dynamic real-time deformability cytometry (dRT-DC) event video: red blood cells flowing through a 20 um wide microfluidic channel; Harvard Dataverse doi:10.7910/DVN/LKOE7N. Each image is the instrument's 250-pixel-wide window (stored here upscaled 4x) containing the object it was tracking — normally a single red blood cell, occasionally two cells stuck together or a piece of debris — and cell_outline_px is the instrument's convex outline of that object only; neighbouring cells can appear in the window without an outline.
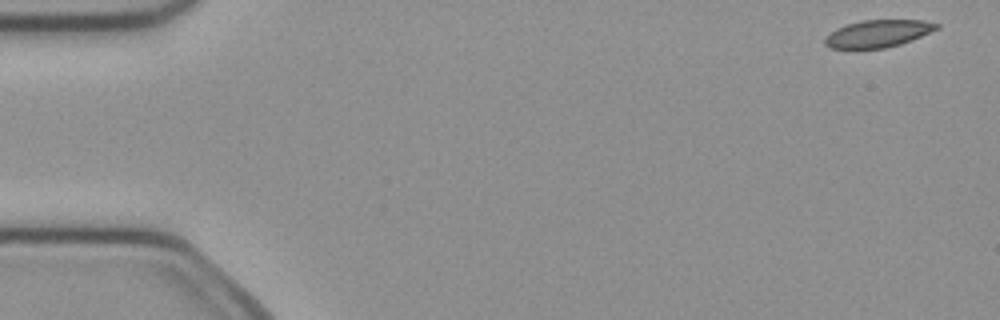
{"species": "common noctule bat (a hibernating species)", "species_latin": "Nyctalus noctula", "temperature_condition": "cold", "stored_images_in_passage": 50, "camera_frame_rate_fps": 3000, "um_per_image_px": 0.085, "animal": {"sex": "female", "body_mass_g": 21.9}, "frame": {"image": 1, "passage_image": 1, "time_ms": 0.0, "image_size_px": [1000, 320], "cell_outline_px": [[940, 28], [912, 40], [900, 44], [884, 48], [856, 52], [828, 48], [824, 44], [824, 40], [836, 28], [860, 20], [924, 20], [940, 24]], "centroid_in_image_um": [74.58, 2.9], "position_along_channel_um": 10.4, "area_um2": 18.5}}
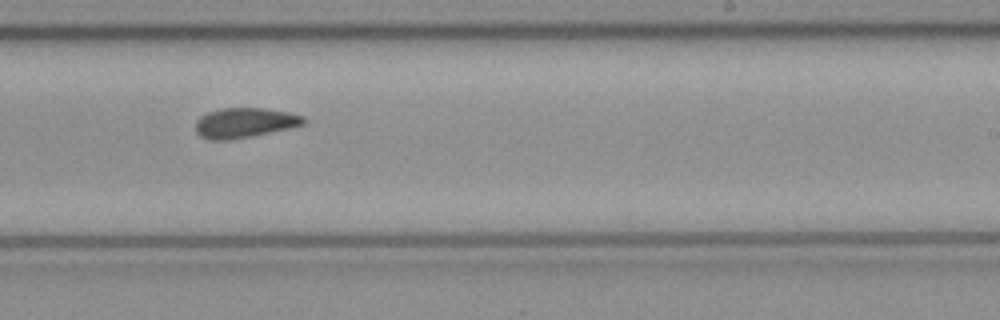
{"frame": {"image": 2, "passage_image": 30, "time_ms": 9.667, "image_size_px": [1000, 320], "cell_outline_px": [[308, 120], [304, 124], [292, 128], [232, 140], [208, 140], [200, 136], [196, 132], [196, 120], [200, 116], [208, 112], [220, 108], [264, 108], [288, 112], [304, 116]], "centroid_in_image_um": [20.81, 10.44], "position_along_channel_um": 268.2, "area_um2": 19.13}}
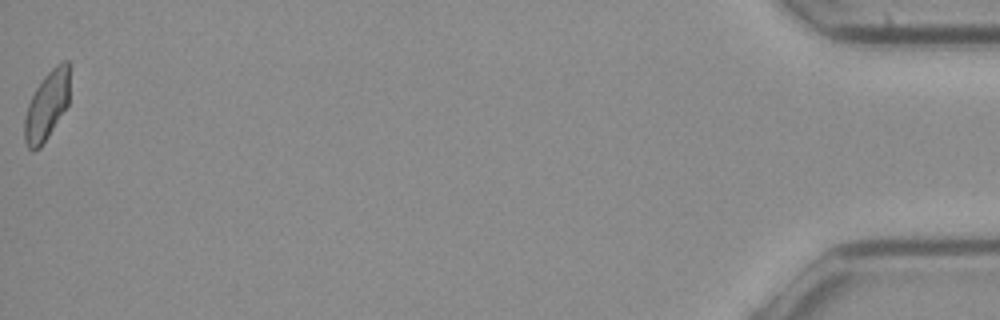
{"frame": {"image": 3, "passage_image": 50, "time_ms": 16.333, "image_size_px": [1000, 320], "cell_outline_px": [[68, 104], [48, 136], [40, 148], [32, 152], [28, 148], [24, 140], [24, 116], [28, 104], [36, 88], [44, 76], [56, 64], [64, 60], [68, 60]], "centroid_in_image_um": [3.94, 9.0], "position_along_channel_um": 431.3, "area_um2": 17.86}, "authors_computed_cell_mechanics": {"area_um2": 18.785, "velocity_mm_per_s": 4.0163, "shape_relaxation_time_tau1_ms": null, "shape_relaxation_time_tau2_ms": 3.6534, "deformation_change_tau1": null, "deformation_change_tau2": 0.0757}}